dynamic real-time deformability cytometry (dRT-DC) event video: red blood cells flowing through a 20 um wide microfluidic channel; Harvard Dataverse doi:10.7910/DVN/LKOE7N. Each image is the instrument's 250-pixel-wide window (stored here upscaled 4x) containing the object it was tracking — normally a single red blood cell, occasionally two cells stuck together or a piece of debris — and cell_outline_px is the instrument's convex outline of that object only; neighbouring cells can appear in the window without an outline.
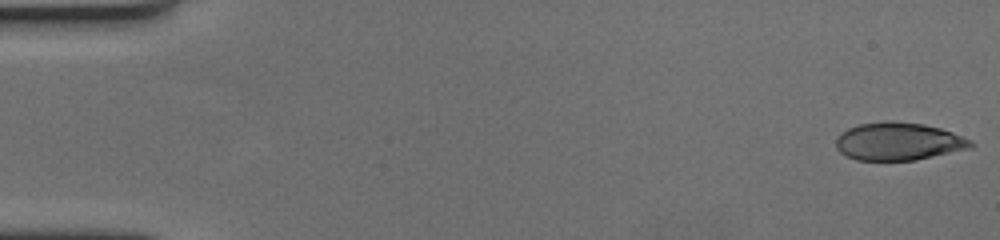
{"species": "human", "species_latin": "Homo sapiens", "temperature_condition": "cold", "stored_images_in_passage": 59, "camera_frame_rate_fps": 3000, "um_per_image_px": 0.085, "donor": {"sex": "female"}, "frame": {"image": 1, "passage_image": 1, "time_ms": 0.0, "image_size_px": [1000, 240], "cell_outline_px": [[976, 144], [972, 148], [916, 160], [856, 160], [844, 156], [836, 148], [836, 136], [840, 132], [848, 128], [860, 124], [884, 120], [892, 120], [924, 124], [940, 128], [952, 132], [972, 140]], "centroid_in_image_um": [76.36, 12.02], "position_along_channel_um": 8.6, "area_um2": 30.17}}
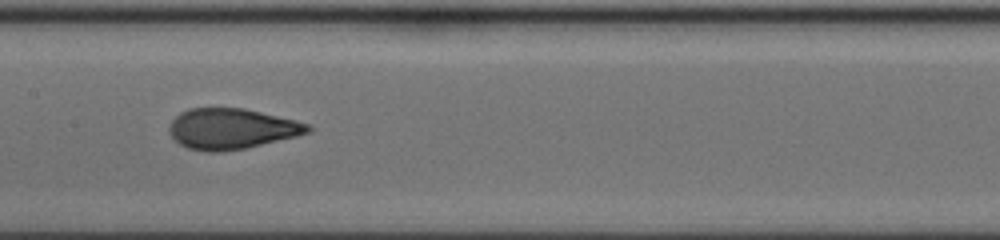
{"frame": {"image": 2, "passage_image": 30, "time_ms": 9.667, "image_size_px": [1000, 240], "cell_outline_px": [[312, 132], [296, 136], [244, 148], [220, 152], [208, 152], [188, 148], [180, 144], [168, 132], [168, 124], [180, 112], [188, 108], [244, 108], [296, 120], [308, 124], [312, 128]], "centroid_in_image_um": [19.66, 10.94], "position_along_channel_um": 187.7, "area_um2": 32.77}}
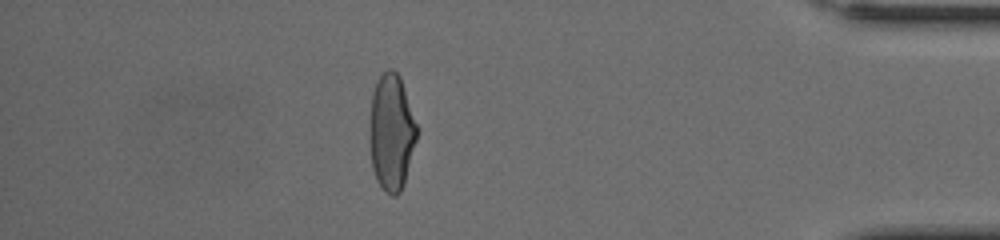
{"frame": {"image": 3, "passage_image": 52, "time_ms": 17.0, "image_size_px": [1000, 240], "cell_outline_px": [[420, 128], [404, 184], [400, 192], [396, 196], [392, 196], [384, 192], [376, 180], [372, 168], [372, 92], [380, 76], [388, 68], [392, 68], [400, 76]], "centroid_in_image_um": [33.34, 11.26], "position_along_channel_um": 401.9, "area_um2": 31.85}, "authors_computed_cell_mechanics": {"area_um2": 32.4258, "velocity_mm_per_s": 3.489, "shape_relaxation_time_tau1_ms": 7.4146, "shape_relaxation_time_tau2_ms": null, "deformation_change_tau1": 0.2339, "deformation_change_tau2": null}}